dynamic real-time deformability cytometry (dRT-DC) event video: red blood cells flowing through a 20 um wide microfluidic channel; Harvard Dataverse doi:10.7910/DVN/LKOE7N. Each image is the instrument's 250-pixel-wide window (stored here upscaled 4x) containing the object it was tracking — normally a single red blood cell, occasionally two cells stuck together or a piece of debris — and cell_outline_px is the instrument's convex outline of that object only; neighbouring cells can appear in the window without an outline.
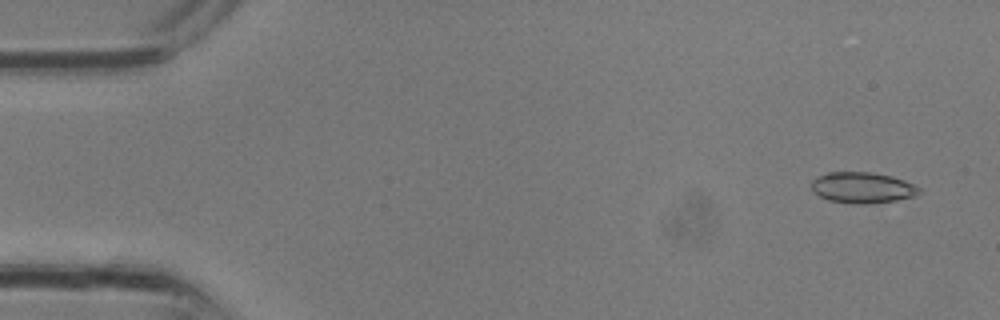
{"species": "common noctule bat (a hibernating species)", "species_latin": "Nyctalus noctula", "temperature_condition": "room temperature", "stored_images_in_passage": 10, "camera_frame_rate_fps": 3000, "um_per_image_px": 0.085, "animal": {"sex": "male", "body_mass_g": 13.3}, "frame": {"image": 1, "passage_image": 2, "time_ms": 0.333, "image_size_px": [1000, 320], "cell_outline_px": [[912, 188], [908, 196], [888, 200], [836, 200], [824, 196], [816, 192], [816, 180], [832, 172], [860, 172], [888, 176], [900, 180], [908, 184]], "centroid_in_image_um": [73.21, 15.87], "position_along_channel_um": 11.8, "area_um2": 16.01}}
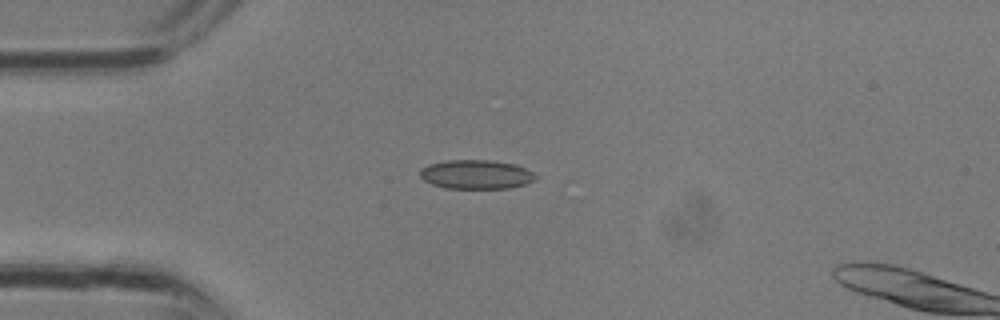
{"frame": {"image": 2, "passage_image": 8, "time_ms": 2.333, "image_size_px": [1000, 320], "cell_outline_px": [[528, 180], [520, 184], [500, 188], [452, 188], [436, 184], [428, 180], [420, 172], [424, 168], [432, 164], [456, 160], [476, 160], [508, 164], [520, 168], [528, 172]], "centroid_in_image_um": [40.34, 14.83], "position_along_channel_um": 44.7, "area_um2": 17.4}}